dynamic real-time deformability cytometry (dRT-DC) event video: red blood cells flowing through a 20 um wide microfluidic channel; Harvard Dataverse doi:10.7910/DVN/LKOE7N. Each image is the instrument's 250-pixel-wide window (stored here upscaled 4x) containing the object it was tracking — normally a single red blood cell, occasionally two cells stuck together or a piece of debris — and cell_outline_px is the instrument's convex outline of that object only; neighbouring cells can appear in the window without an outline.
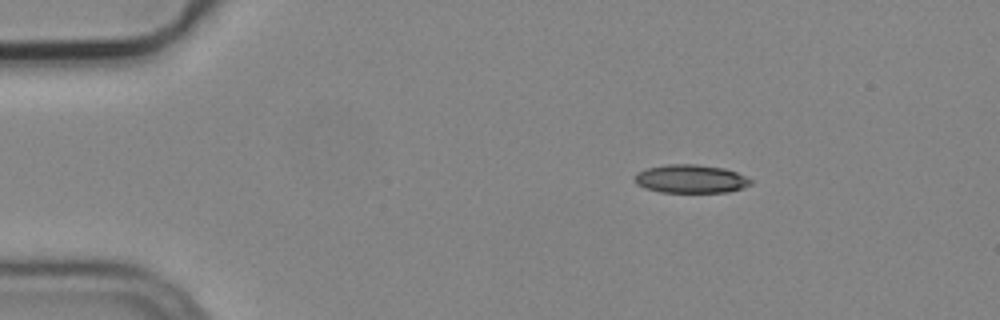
{"species": "common noctule bat (a hibernating species)", "species_latin": "Nyctalus noctula", "temperature_condition": "cold", "stored_images_in_passage": 4, "camera_frame_rate_fps": 3000, "um_per_image_px": 0.085, "animal": {"sex": "male", "body_mass_g": 19.2, "forearm_length_mm": 51.8}, "frame": {"image": 1, "passage_image": 2, "time_ms": 0.333, "image_size_px": [1000, 320], "cell_outline_px": [[752, 184], [728, 192], [660, 192], [644, 188], [636, 184], [636, 176], [640, 172], [648, 168], [668, 164], [696, 164], [724, 168], [736, 172], [752, 180]], "centroid_in_image_um": [58.73, 15.21], "position_along_channel_um": 26.3, "area_um2": 18.96}}